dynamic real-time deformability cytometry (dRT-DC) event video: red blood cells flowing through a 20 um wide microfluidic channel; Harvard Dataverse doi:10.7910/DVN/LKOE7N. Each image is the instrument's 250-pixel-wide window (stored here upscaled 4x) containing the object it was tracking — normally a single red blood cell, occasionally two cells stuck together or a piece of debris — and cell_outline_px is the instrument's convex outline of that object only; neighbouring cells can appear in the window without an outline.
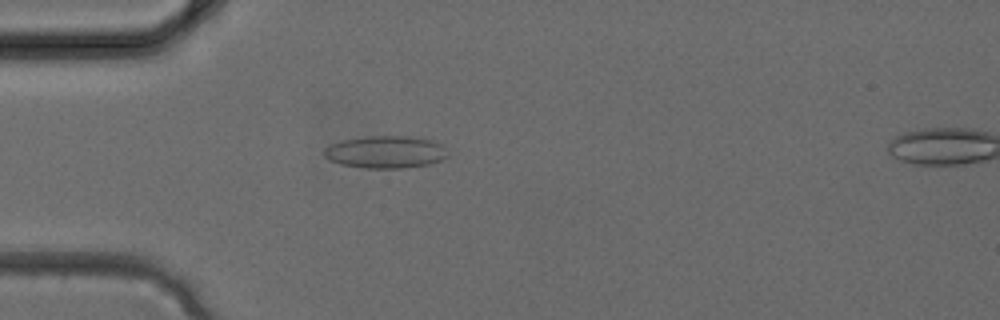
{"species": "common noctule bat (a hibernating species)", "species_latin": "Nyctalus noctula", "temperature_condition": "cold", "stored_images_in_passage": 4, "camera_frame_rate_fps": 3000, "um_per_image_px": 0.085, "animal": {"sex": "female", "body_mass_g": 24.6, "forearm_length_mm": 56.2}, "frame": {"image": 1, "passage_image": 3, "time_ms": 0.667, "image_size_px": [1000, 320], "cell_outline_px": [[448, 156], [432, 164], [404, 168], [364, 168], [340, 164], [328, 160], [324, 156], [324, 148], [332, 144], [344, 140], [364, 136], [412, 136], [436, 140], [444, 144]], "centroid_in_image_um": [32.82, 12.92], "position_along_channel_um": 52.2, "area_um2": 23.7}}